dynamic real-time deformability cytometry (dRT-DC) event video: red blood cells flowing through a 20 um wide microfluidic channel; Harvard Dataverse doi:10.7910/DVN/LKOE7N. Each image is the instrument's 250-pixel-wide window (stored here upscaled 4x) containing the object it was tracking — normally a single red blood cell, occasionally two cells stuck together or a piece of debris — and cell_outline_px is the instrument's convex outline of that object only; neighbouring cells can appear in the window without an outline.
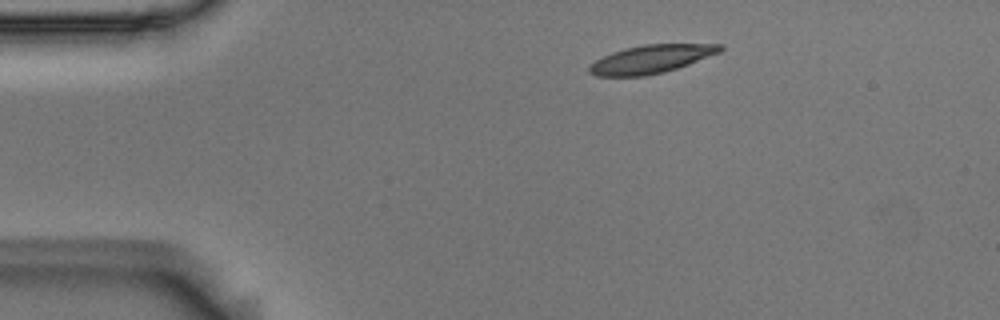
{"species": "Egyptian fruit bat (a non-hibernating species)", "species_latin": "Rousettus aegyptiacus", "temperature_condition": "room temperature", "stored_images_in_passage": 6, "camera_frame_rate_fps": 3000, "um_per_image_px": 0.085, "animal": {"sex": "male"}, "frame": {"image": 1, "passage_image": 1, "time_ms": 0.0, "image_size_px": [1000, 320], "cell_outline_px": [[724, 48], [720, 52], [688, 64], [664, 72], [644, 76], [596, 76], [588, 72], [588, 68], [596, 60], [612, 52], [624, 48], [644, 44], [724, 44]], "centroid_in_image_um": [55.34, 5.02], "position_along_channel_um": 29.7, "area_um2": 21.39}}
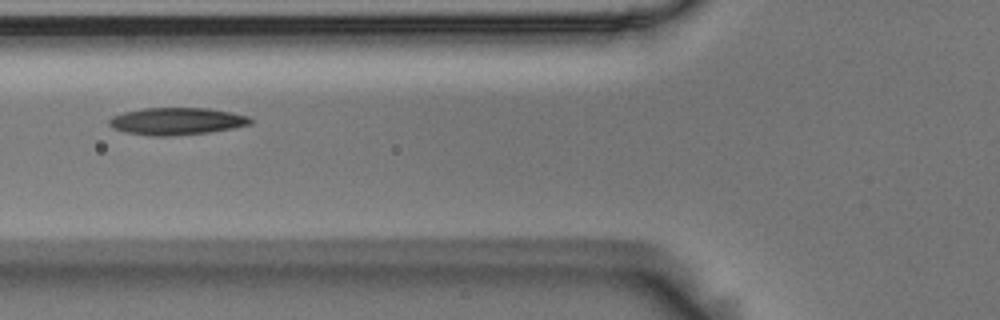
{"frame": {"image": 2, "passage_image": 4, "time_ms": 1.0, "image_size_px": [1000, 320], "cell_outline_px": [[252, 124], [232, 128], [208, 132], [172, 136], [148, 136], [124, 132], [112, 128], [108, 124], [108, 120], [112, 116], [124, 112], [144, 108], [208, 108], [232, 112], [248, 116], [252, 120]], "centroid_in_image_um": [14.99, 10.31], "position_along_channel_um": 110.8, "area_um2": 22.54}}
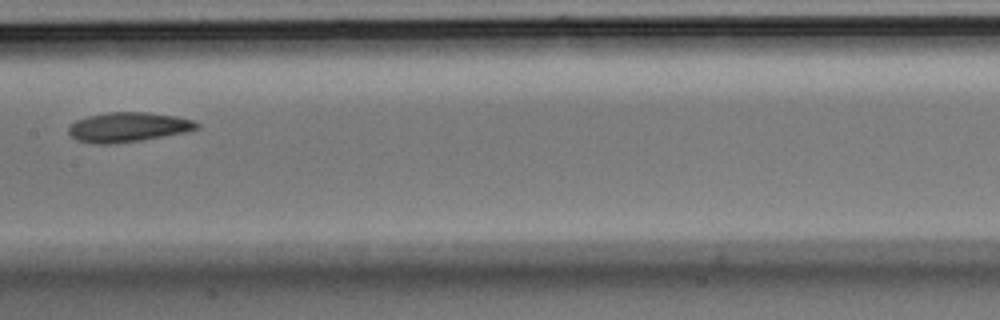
{"frame": {"image": 3, "passage_image": 6, "time_ms": 1.667, "image_size_px": [1000, 320], "cell_outline_px": [[200, 128], [184, 132], [140, 140], [112, 144], [92, 144], [76, 140], [68, 132], [68, 128], [76, 120], [88, 116], [108, 112], [148, 112], [176, 116], [192, 120], [200, 124]], "centroid_in_image_um": [10.87, 10.8], "position_along_channel_um": 196.5, "area_um2": 22.08}}